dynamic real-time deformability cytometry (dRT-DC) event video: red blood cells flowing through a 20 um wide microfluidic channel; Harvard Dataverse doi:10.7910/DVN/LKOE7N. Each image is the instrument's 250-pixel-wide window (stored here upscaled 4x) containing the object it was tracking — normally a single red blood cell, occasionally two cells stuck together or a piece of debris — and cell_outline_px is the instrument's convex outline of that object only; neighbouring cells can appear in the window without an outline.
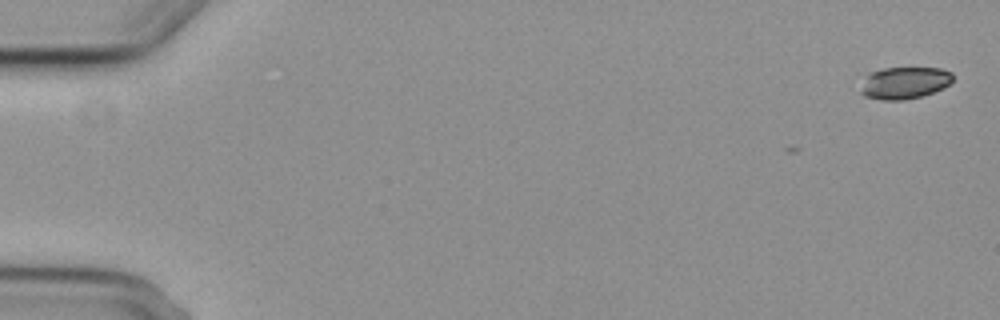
{"species": "common noctule bat (a hibernating species)", "species_latin": "Nyctalus noctula", "temperature_condition": "cold", "stored_images_in_passage": 9, "camera_frame_rate_fps": 3000, "um_per_image_px": 0.085, "animal": {"sex": "female", "body_mass_g": 29.2, "forearm_length_mm": 56.3}, "frame": {"image": 1, "passage_image": 1, "time_ms": 0.0, "image_size_px": [1000, 320], "cell_outline_px": [[952, 80], [944, 88], [920, 96], [904, 100], [884, 100], [864, 96], [860, 92], [868, 72], [884, 68], [940, 68], [952, 72]], "centroid_in_image_um": [76.87, 7.04], "position_along_channel_um": 8.1, "area_um2": 17.05}}
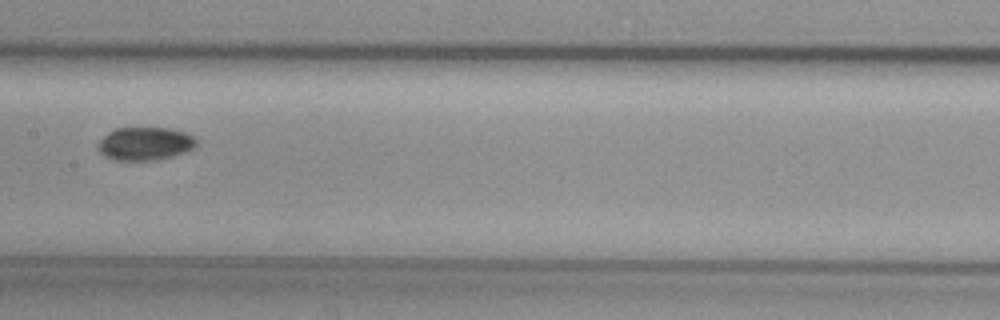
{"frame": {"image": 2, "passage_image": 6, "time_ms": 9.333, "image_size_px": [1000, 320], "cell_outline_px": [[196, 144], [192, 148], [184, 152], [152, 160], [116, 160], [104, 156], [96, 148], [100, 140], [108, 132], [116, 128], [172, 128], [188, 132], [196, 136]], "centroid_in_image_um": [12.32, 12.19], "position_along_channel_um": 195.1, "area_um2": 18.96}}
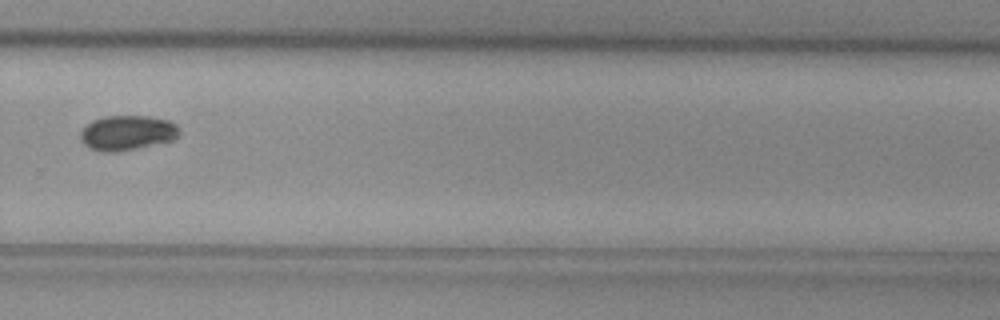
{"frame": {"image": 3, "passage_image": 9, "time_ms": 12.667, "image_size_px": [1000, 320], "cell_outline_px": [[180, 136], [172, 140], [136, 148], [116, 152], [104, 152], [88, 148], [80, 140], [80, 132], [92, 120], [104, 116], [148, 116], [168, 120], [176, 124], [180, 128]], "centroid_in_image_um": [10.81, 11.28], "position_along_channel_um": 319.0, "area_um2": 20.17}}